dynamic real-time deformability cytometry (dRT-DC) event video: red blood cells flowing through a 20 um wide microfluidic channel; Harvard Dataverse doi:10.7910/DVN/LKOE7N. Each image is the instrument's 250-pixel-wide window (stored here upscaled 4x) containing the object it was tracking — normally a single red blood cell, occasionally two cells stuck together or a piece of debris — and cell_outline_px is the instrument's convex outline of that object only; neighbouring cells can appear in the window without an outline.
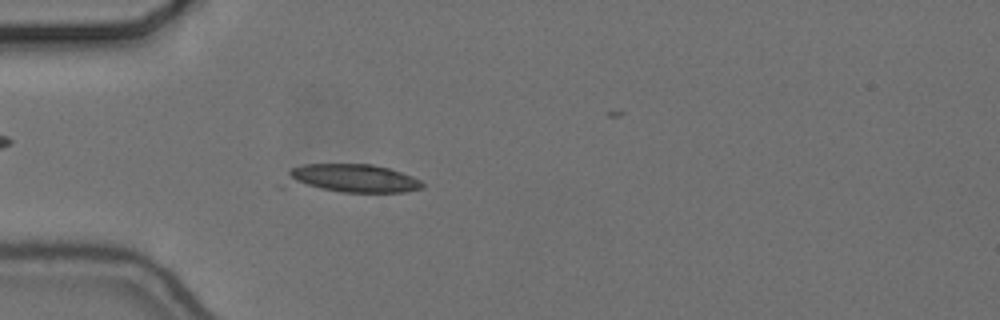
{"species": "common noctule bat (a hibernating species)", "species_latin": "Nyctalus noctula", "temperature_condition": "cold", "stored_images_in_passage": 45, "camera_frame_rate_fps": 3000, "um_per_image_px": 0.085, "animal": {"sex": "female", "body_mass_g": 24.6, "forearm_length_mm": 56.2}, "frame": {"image": 1, "passage_image": 16, "time_ms": 5.0, "image_size_px": [1000, 320], "cell_outline_px": [[424, 188], [404, 192], [344, 192], [280, 188], [276, 184], [292, 168], [304, 164], [372, 164], [388, 168], [412, 176], [420, 180], [424, 184]], "centroid_in_image_um": [29.65, 15.2], "position_along_channel_um": 55.4, "area_um2": 24.04}}
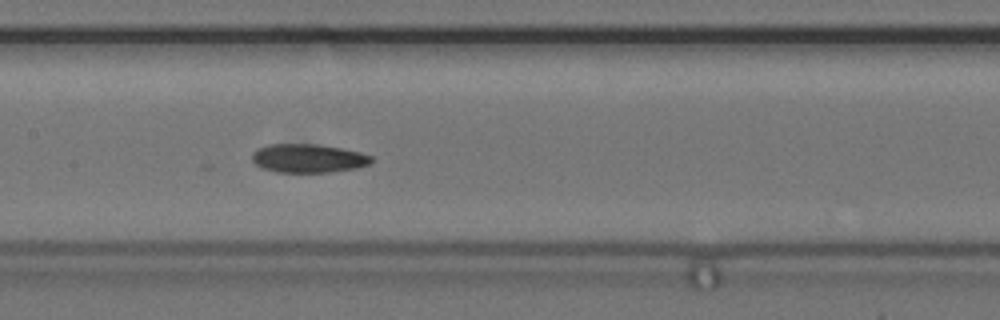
{"frame": {"image": 2, "passage_image": 27, "time_ms": 8.667, "image_size_px": [1000, 320], "cell_outline_px": [[372, 160], [368, 164], [356, 168], [328, 172], [276, 172], [260, 168], [252, 160], [252, 152], [256, 148], [268, 144], [316, 144], [340, 148], [360, 152], [372, 156]], "centroid_in_image_um": [26.14, 13.45], "position_along_channel_um": 181.3, "area_um2": 19.94}}
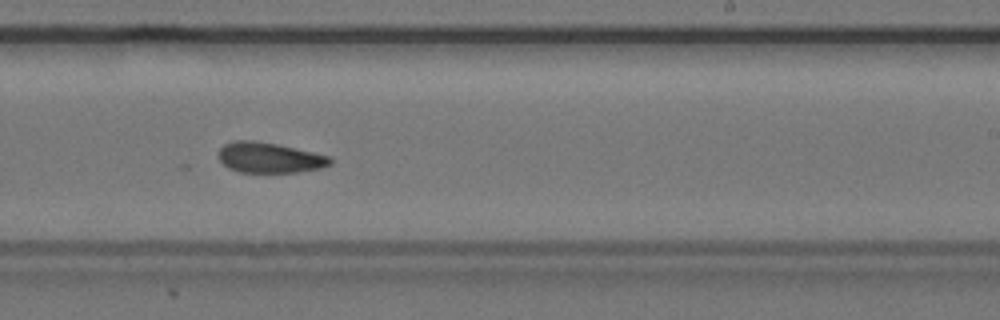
{"frame": {"image": 3, "passage_image": 34, "time_ms": 11.0, "image_size_px": [1000, 320], "cell_outline_px": [[332, 164], [320, 168], [296, 172], [240, 172], [228, 168], [220, 160], [220, 148], [224, 144], [232, 140], [252, 140], [276, 144], [332, 156]], "centroid_in_image_um": [22.92, 13.4], "position_along_channel_um": 266.1, "area_um2": 19.71}}